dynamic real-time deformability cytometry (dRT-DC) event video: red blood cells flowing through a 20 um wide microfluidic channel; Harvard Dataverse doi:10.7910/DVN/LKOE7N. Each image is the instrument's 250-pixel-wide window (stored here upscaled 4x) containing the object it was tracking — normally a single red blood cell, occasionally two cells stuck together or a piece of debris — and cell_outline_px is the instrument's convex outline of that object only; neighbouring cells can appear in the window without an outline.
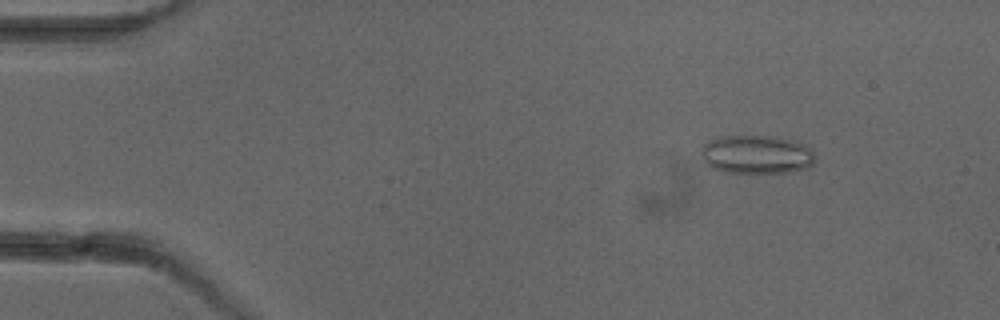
{"species": "common noctule bat (a hibernating species)", "species_latin": "Nyctalus noctula", "temperature_condition": "cold", "stored_images_in_passage": 5, "camera_frame_rate_fps": 3000, "um_per_image_px": 0.085, "animal": {"sex": "female"}, "frame": {"image": 1, "passage_image": 2, "time_ms": 1.0, "image_size_px": [1000, 320], "cell_outline_px": [[816, 160], [812, 164], [804, 168], [788, 172], [724, 172], [712, 168], [704, 160], [700, 152], [700, 148], [708, 140], [716, 136], [776, 136], [792, 140], [804, 144], [812, 148], [816, 156]], "centroid_in_image_um": [64.3, 13.11], "position_along_channel_um": 20.7, "area_um2": 25.84}}